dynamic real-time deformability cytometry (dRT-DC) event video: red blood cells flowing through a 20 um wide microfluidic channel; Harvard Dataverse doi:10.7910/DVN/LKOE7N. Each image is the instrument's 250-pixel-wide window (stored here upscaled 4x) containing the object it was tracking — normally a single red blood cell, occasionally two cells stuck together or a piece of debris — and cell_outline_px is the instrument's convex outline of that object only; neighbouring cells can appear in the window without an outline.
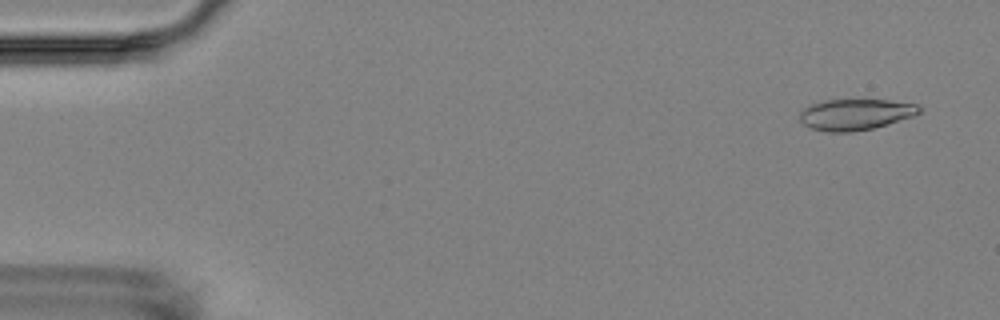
{"species": "Egyptian fruit bat (a non-hibernating species)", "species_latin": "Rousettus aegyptiacus", "temperature_condition": "room temperature", "stored_images_in_passage": 5, "segment_of_instrument_passage": [2, 2], "camera_frame_rate_fps": 3000, "um_per_image_px": 0.085, "animal": {"sex": "female"}, "frame": {"image": 1, "passage_image": 5, "time_ms": 5.667, "image_size_px": [1000, 320], "cell_outline_px": [[920, 112], [912, 116], [888, 124], [872, 128], [852, 132], [828, 132], [812, 128], [804, 124], [800, 120], [800, 112], [808, 104], [824, 100], [888, 100], [920, 104]], "centroid_in_image_um": [72.7, 9.72], "position_along_channel_um": 12.3, "area_um2": 21.62}}